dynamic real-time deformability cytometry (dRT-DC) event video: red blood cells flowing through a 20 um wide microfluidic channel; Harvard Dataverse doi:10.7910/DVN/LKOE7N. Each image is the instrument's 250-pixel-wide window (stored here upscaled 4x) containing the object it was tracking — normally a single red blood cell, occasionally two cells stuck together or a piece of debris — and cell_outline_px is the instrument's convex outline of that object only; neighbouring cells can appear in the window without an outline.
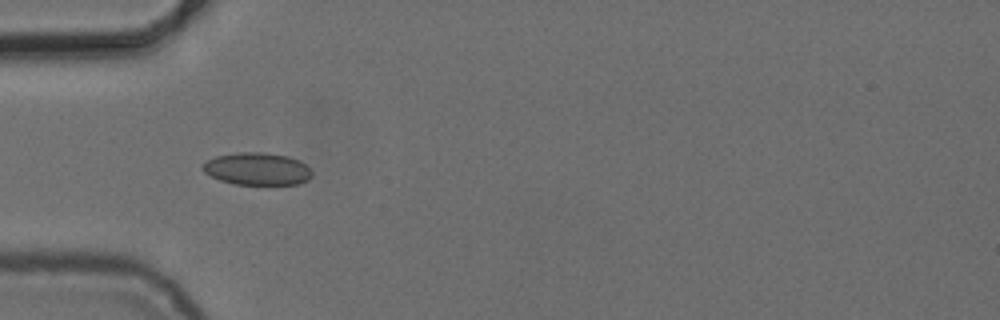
{"species": "common noctule bat (a hibernating species)", "species_latin": "Nyctalus noctula", "temperature_condition": "cold", "stored_images_in_passage": 5, "camera_frame_rate_fps": 3000, "um_per_image_px": 0.085, "animal": {"sex": "female", "body_mass_g": 24.6, "forearm_length_mm": 56.2}, "frame": {"image": 1, "passage_image": 4, "time_ms": 3.333, "image_size_px": [1000, 320], "cell_outline_px": [[312, 176], [308, 180], [296, 184], [236, 184], [220, 180], [204, 172], [200, 168], [208, 160], [216, 156], [240, 152], [264, 152], [288, 156], [300, 160], [312, 172]], "centroid_in_image_um": [21.87, 14.35], "position_along_channel_um": 63.1, "area_um2": 20.52}}
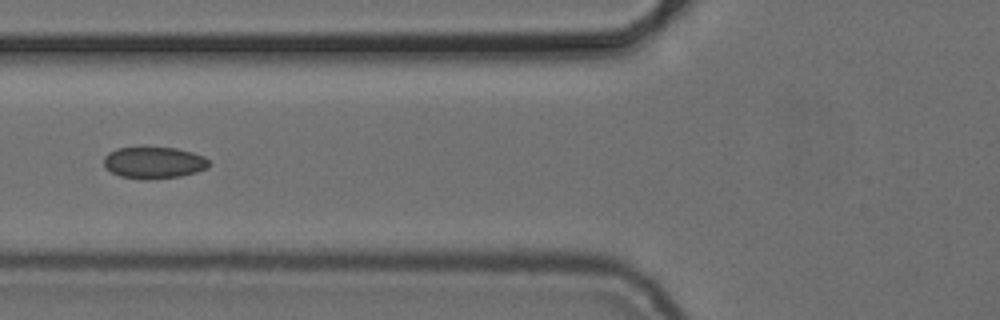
{"frame": {"image": 2, "passage_image": 5, "time_ms": 4.667, "image_size_px": [1000, 320], "cell_outline_px": [[208, 168], [196, 172], [180, 176], [148, 180], [140, 180], [120, 176], [104, 168], [104, 156], [108, 152], [116, 148], [144, 144], [176, 148], [192, 152], [204, 156], [208, 160]], "centroid_in_image_um": [13.02, 13.78], "position_along_channel_um": 112.8, "area_um2": 20.35}}